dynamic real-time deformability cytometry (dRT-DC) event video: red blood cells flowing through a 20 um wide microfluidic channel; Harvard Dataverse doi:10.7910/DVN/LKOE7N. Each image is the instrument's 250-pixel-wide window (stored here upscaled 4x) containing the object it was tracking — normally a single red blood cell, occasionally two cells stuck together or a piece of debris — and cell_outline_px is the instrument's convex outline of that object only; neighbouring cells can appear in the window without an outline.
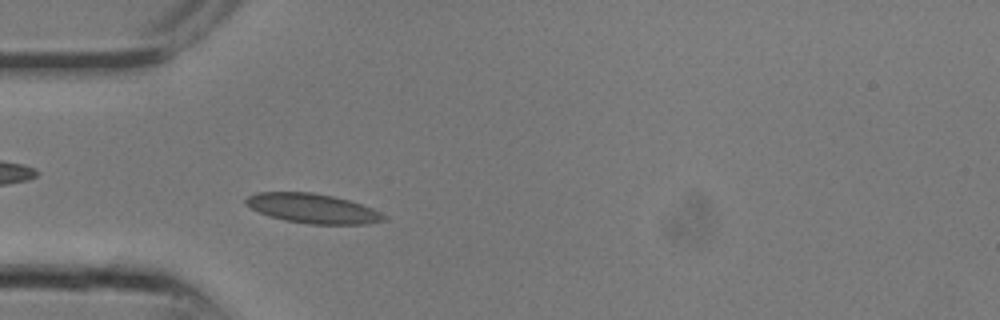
{"species": "common noctule bat (a hibernating species)", "species_latin": "Nyctalus noctula", "temperature_condition": "room temperature", "stored_images_in_passage": 9, "camera_frame_rate_fps": 3000, "um_per_image_px": 0.085, "animal": {"sex": "male", "body_mass_g": 13.3}, "frame": {"image": 1, "passage_image": 9, "time_ms": 2.667, "image_size_px": [1000, 320], "cell_outline_px": [[388, 220], [368, 224], [308, 224], [284, 220], [260, 212], [244, 204], [244, 200], [248, 196], [260, 192], [312, 192], [332, 196], [348, 200], [372, 208], [388, 216]], "centroid_in_image_um": [26.62, 17.72], "position_along_channel_um": 58.4, "area_um2": 23.7}}